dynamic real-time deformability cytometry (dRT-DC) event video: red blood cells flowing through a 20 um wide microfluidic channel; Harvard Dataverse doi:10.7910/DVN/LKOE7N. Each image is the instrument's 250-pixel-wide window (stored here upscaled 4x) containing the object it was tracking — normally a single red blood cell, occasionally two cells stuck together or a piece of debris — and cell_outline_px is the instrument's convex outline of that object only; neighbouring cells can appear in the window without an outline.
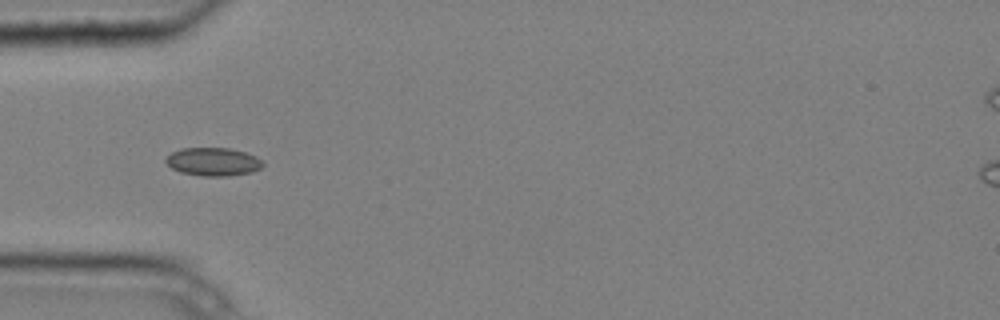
{"species": "common noctule bat (a hibernating species)", "species_latin": "Nyctalus noctula", "temperature_condition": "cold", "stored_images_in_passage": 3, "camera_frame_rate_fps": 3000, "um_per_image_px": 0.085, "animal": {"sex": "male", "body_mass_g": 20.4}, "frame": {"image": 1, "passage_image": 3, "time_ms": 0.667, "image_size_px": [1000, 320], "cell_outline_px": [[264, 164], [260, 168], [252, 172], [228, 176], [200, 176], [180, 172], [172, 168], [164, 160], [172, 152], [180, 148], [232, 148], [256, 156], [264, 160]], "centroid_in_image_um": [18.14, 13.75], "position_along_channel_um": 66.9, "area_um2": 16.07}}